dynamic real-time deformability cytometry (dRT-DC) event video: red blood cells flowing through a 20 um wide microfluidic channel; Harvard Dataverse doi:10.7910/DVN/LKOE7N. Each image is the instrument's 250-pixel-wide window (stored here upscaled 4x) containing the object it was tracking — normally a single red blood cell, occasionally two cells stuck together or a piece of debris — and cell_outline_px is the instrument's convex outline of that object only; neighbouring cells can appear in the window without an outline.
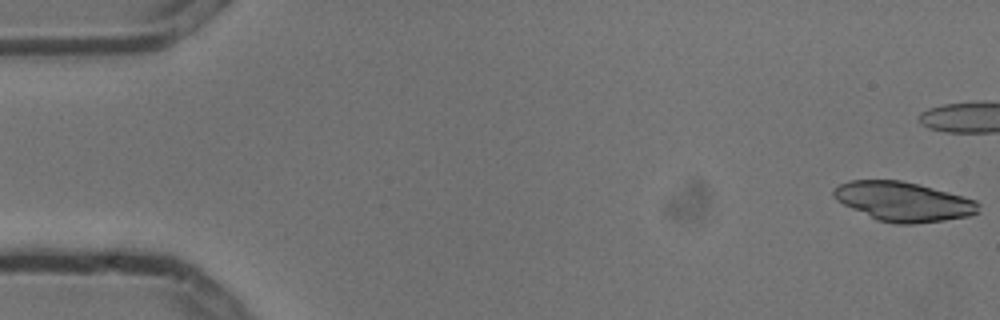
{"species": "common noctule bat (a hibernating species)", "species_latin": "Nyctalus noctula", "temperature_condition": "cold", "stored_images_in_passage": 3, "camera_frame_rate_fps": 3000, "um_per_image_px": 0.085, "animal": {"sex": "male", "body_mass_g": 13.3}, "frame": {"image": 1, "passage_image": 1, "time_ms": 0.0, "image_size_px": [1000, 320], "cell_outline_px": [[980, 212], [972, 216], [944, 220], [912, 224], [892, 224], [876, 220], [836, 200], [832, 192], [832, 188], [840, 184], [852, 180], [900, 180], [948, 192], [976, 200], [980, 204]], "centroid_in_image_um": [76.8, 17.14], "position_along_channel_um": 8.2, "area_um2": 33.23}}